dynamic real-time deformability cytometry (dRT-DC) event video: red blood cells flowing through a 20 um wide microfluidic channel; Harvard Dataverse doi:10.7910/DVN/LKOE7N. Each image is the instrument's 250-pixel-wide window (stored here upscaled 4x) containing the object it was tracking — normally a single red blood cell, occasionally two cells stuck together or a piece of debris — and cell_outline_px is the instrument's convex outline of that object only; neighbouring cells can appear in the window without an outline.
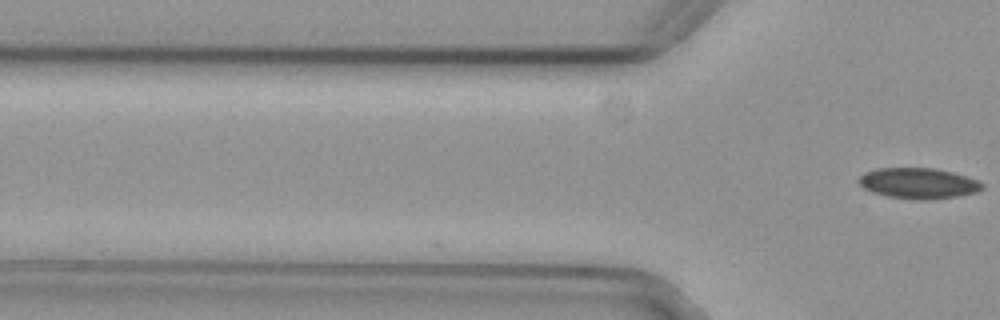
{"species": "common noctule bat (a hibernating species)", "species_latin": "Nyctalus noctula", "temperature_condition": "cold", "stored_images_in_passage": 3, "camera_frame_rate_fps": 3000, "um_per_image_px": 0.085, "animal": {"sex": "female", "body_mass_g": 29.2, "forearm_length_mm": 56.3}, "frame": {"image": 1, "passage_image": 3, "time_ms": 0.667, "image_size_px": [1000, 320], "cell_outline_px": [[984, 188], [976, 192], [956, 196], [928, 200], [920, 200], [888, 196], [872, 192], [864, 188], [856, 180], [864, 172], [876, 168], [936, 168], [952, 172], [976, 180], [984, 184]], "centroid_in_image_um": [78.03, 15.57], "position_along_channel_um": 47.8, "area_um2": 22.02}}